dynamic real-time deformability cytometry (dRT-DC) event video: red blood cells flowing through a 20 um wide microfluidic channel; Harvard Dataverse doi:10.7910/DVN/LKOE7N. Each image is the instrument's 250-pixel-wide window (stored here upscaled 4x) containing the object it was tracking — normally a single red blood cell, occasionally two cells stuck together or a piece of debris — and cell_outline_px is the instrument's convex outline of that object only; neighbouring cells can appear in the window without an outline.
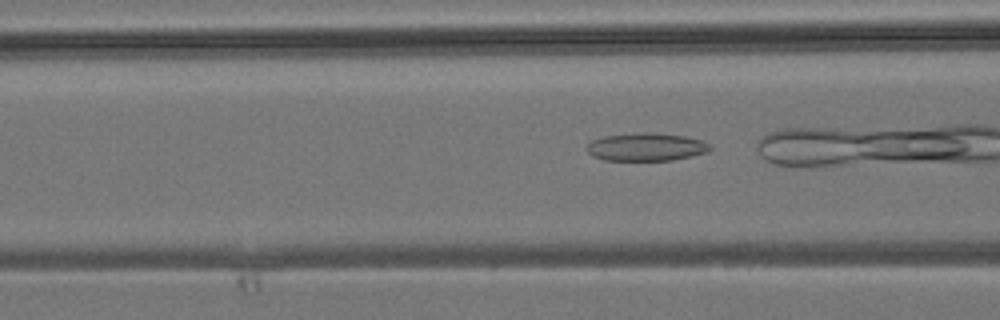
{"species": "common noctule bat (a hibernating species)", "species_latin": "Nyctalus noctula", "temperature_condition": "room temperature", "stored_images_in_passage": 4, "camera_frame_rate_fps": 3000, "um_per_image_px": 0.085, "animal": {"sex": "male", "body_mass_g": 19.2, "forearm_length_mm": 51.8}, "frame": {"image": 1, "passage_image": 4, "time_ms": 3.667, "image_size_px": [1000, 320], "cell_outline_px": [[712, 148], [708, 152], [692, 156], [672, 160], [604, 160], [592, 156], [588, 152], [588, 144], [592, 140], [604, 136], [640, 132], [652, 132], [684, 136], [700, 140], [712, 144]], "centroid_in_image_um": [54.95, 12.49], "position_along_channel_um": 111.6, "area_um2": 20.11}}